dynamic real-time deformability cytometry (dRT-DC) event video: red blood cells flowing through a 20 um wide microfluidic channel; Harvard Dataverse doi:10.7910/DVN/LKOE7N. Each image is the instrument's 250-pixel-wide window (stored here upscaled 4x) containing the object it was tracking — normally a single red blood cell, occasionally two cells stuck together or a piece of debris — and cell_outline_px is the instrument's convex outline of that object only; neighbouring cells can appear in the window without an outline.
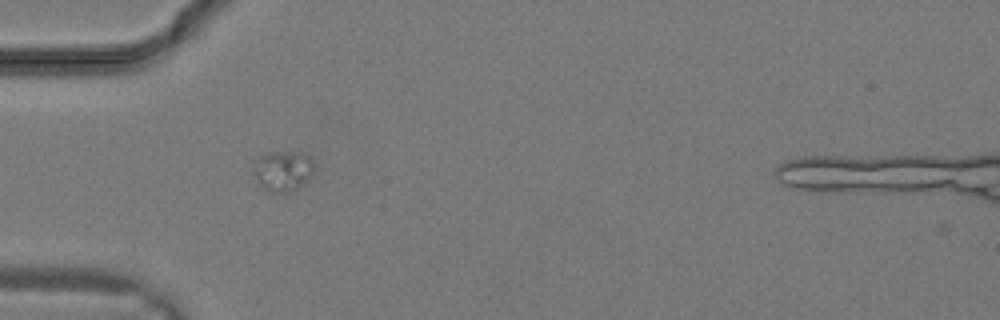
{"species": "common noctule bat (a hibernating species)", "species_latin": "Nyctalus noctula", "temperature_condition": "warm", "stored_images_in_passage": 7, "camera_frame_rate_fps": 3000, "um_per_image_px": 0.085, "animal": {"sex": "male", "body_mass_g": 19.2, "forearm_length_mm": 51.8}, "frame": {"image": 1, "passage_image": 1, "time_ms": 0.0, "image_size_px": [1000, 320], "cell_outline_px": [[312, 172], [308, 180], [296, 188], [288, 192], [264, 192], [260, 188], [252, 172], [252, 160], [264, 152], [300, 152], [308, 156], [312, 160]], "centroid_in_image_um": [23.93, 14.52], "position_along_channel_um": 61.1, "area_um2": 14.68}}
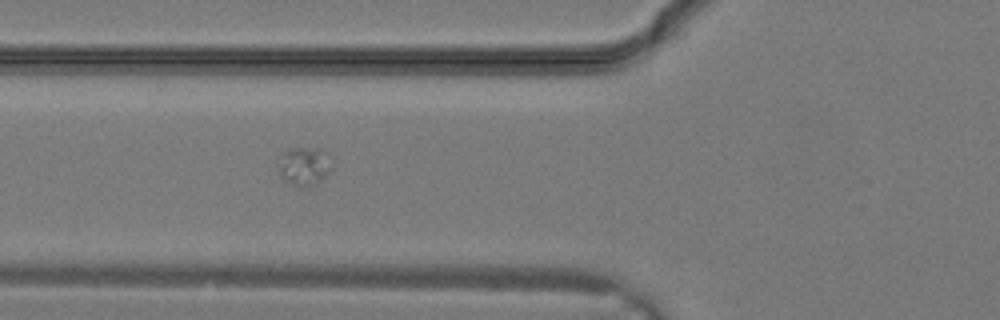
{"frame": {"image": 2, "passage_image": 3, "time_ms": 0.667, "image_size_px": [1000, 320], "cell_outline_px": [[332, 168], [316, 184], [300, 188], [284, 180], [280, 176], [280, 152], [292, 148], [320, 148], [328, 152], [332, 160]], "centroid_in_image_um": [25.88, 14.1], "position_along_channel_um": 99.9, "area_um2": 12.14}}